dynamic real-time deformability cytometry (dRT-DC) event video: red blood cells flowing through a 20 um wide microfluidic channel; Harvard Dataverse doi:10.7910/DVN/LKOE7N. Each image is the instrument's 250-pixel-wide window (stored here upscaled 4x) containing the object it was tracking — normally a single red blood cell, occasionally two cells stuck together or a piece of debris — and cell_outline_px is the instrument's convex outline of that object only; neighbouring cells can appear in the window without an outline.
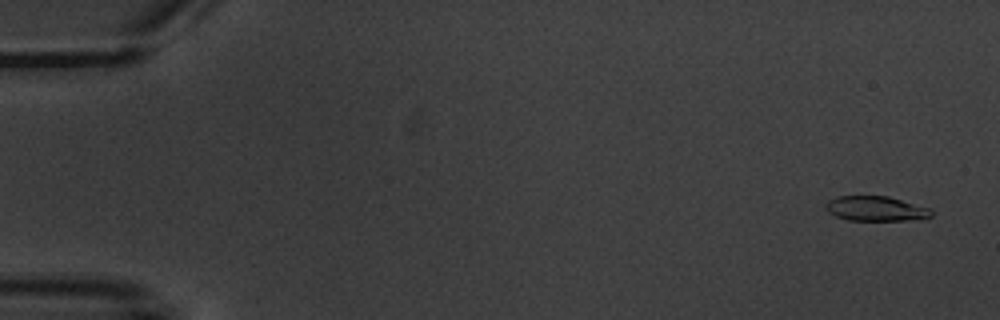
{"species": "common noctule bat (a hibernating species)", "species_latin": "Nyctalus noctula", "temperature_condition": "warm", "stored_images_in_passage": 8, "camera_frame_rate_fps": 3000, "um_per_image_px": 0.085, "animal": {"sex": "male", "body_mass_g": 20.1, "forearm_length_mm": 53.5}, "frame": {"image": 1, "passage_image": 1, "time_ms": 0.0, "image_size_px": [1000, 320], "cell_outline_px": [[932, 216], [924, 220], [848, 220], [836, 216], [828, 212], [824, 208], [824, 204], [828, 200], [836, 196], [888, 196], [932, 208]], "centroid_in_image_um": [74.47, 17.73], "position_along_channel_um": 10.5, "area_um2": 15.61}}
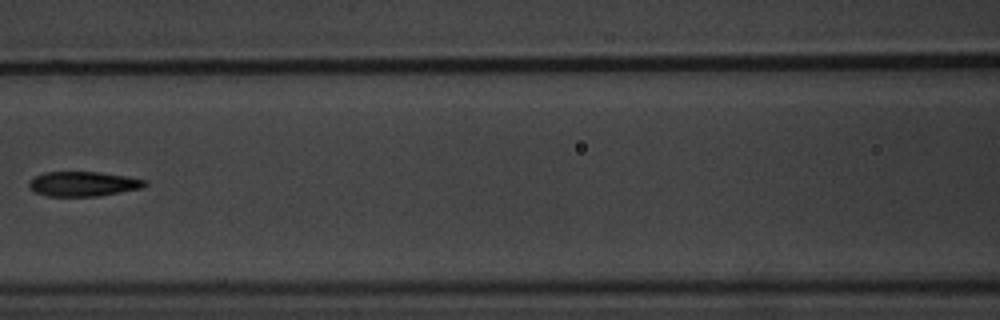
{"frame": {"image": 2, "passage_image": 7, "time_ms": 8.0, "image_size_px": [1000, 320], "cell_outline_px": [[148, 184], [144, 188], [100, 196], [48, 196], [36, 192], [28, 188], [28, 184], [36, 176], [44, 172], [96, 172], [128, 176], [148, 180]], "centroid_in_image_um": [7.14, 15.63], "position_along_channel_um": 159.5, "area_um2": 16.82}}
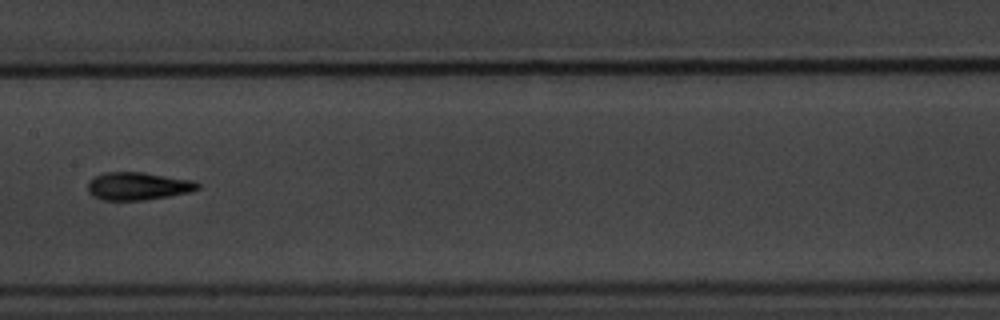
{"frame": {"image": 3, "passage_image": 8, "time_ms": 9.0, "image_size_px": [1000, 320], "cell_outline_px": [[200, 188], [188, 192], [168, 196], [144, 200], [100, 200], [92, 196], [88, 192], [88, 180], [96, 176], [108, 172], [144, 172], [196, 180], [200, 184]], "centroid_in_image_um": [11.74, 15.81], "position_along_channel_um": 195.7, "area_um2": 17.98}}